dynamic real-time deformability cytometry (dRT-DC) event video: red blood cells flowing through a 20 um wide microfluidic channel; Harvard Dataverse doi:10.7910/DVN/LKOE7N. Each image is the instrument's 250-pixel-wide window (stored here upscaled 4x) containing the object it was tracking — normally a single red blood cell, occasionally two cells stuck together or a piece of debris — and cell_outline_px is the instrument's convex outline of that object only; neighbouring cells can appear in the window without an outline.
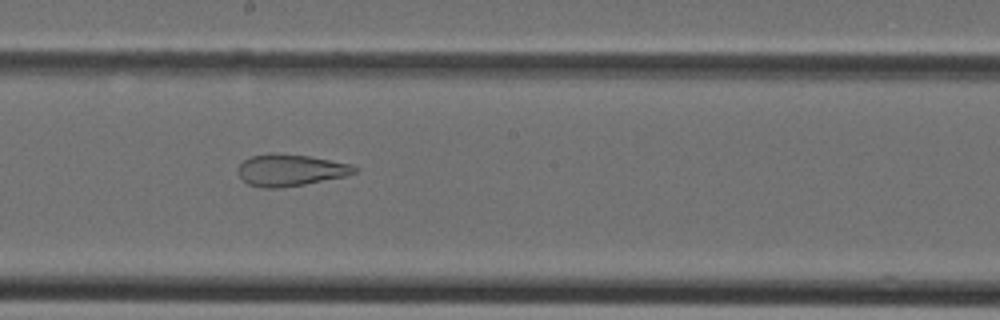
{"species": "Egyptian fruit bat (a non-hibernating species)", "species_latin": "Rousettus aegyptiacus", "temperature_condition": "cold", "stored_images_in_passage": 34, "camera_frame_rate_fps": 3000, "um_per_image_px": 0.085, "animal": {"sex": "female"}, "frame": {"image": 1, "passage_image": 15, "time_ms": 4.667, "image_size_px": [1000, 320], "cell_outline_px": [[360, 168], [356, 172], [344, 176], [304, 184], [276, 188], [260, 188], [248, 184], [236, 172], [240, 164], [244, 160], [252, 156], [268, 152], [272, 152], [312, 156], [352, 164]], "centroid_in_image_um": [24.68, 14.44], "position_along_channel_um": 223.5, "area_um2": 21.73}}
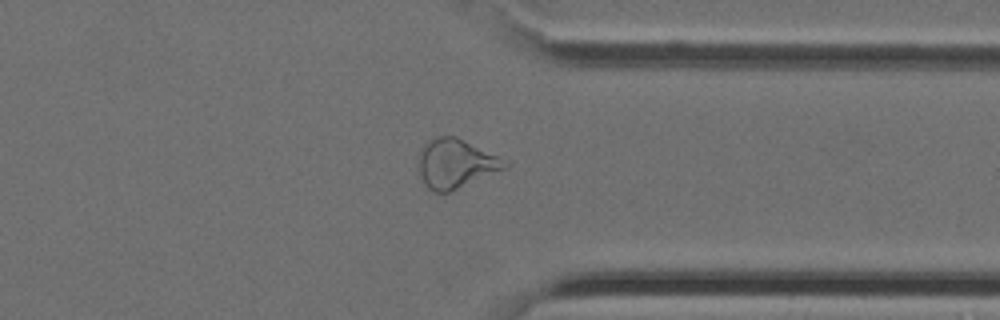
{"frame": {"image": 2, "passage_image": 24, "time_ms": 7.667, "image_size_px": [1000, 320], "cell_outline_px": [[512, 164], [508, 168], [448, 192], [432, 192], [424, 184], [416, 164], [420, 148], [424, 144], [436, 136], [456, 136], [508, 160]], "centroid_in_image_um": [38.74, 13.9], "position_along_channel_um": 372.7, "area_um2": 25.14}}